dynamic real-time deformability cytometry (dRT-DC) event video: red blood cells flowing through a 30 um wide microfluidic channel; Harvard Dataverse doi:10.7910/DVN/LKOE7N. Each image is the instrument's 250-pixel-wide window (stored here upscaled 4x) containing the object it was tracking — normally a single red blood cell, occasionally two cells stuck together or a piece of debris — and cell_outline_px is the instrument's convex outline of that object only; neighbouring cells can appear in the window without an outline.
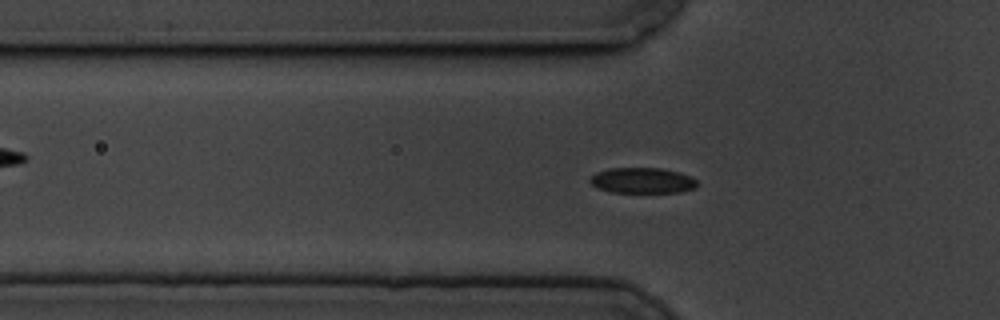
{"species": "common noctule bat (a hibernating species)", "species_latin": "Nyctalus noctula", "temperature_condition": "cold", "stored_images_in_passage": 60, "camera_frame_rate_fps": 3000, "um_per_image_px": 0.085, "animal": {"sex": "male", "body_mass_g": 19.5, "forearm_length_mm": 54.6}, "frame": {"image": 1, "passage_image": 19, "time_ms": 6.0, "image_size_px": [1000, 320], "cell_outline_px": [[696, 188], [680, 192], [612, 192], [596, 188], [588, 180], [596, 172], [608, 168], [660, 168], [680, 172], [696, 180]], "centroid_in_image_um": [54.57, 15.34], "position_along_channel_um": 71.2, "area_um2": 15.95}}
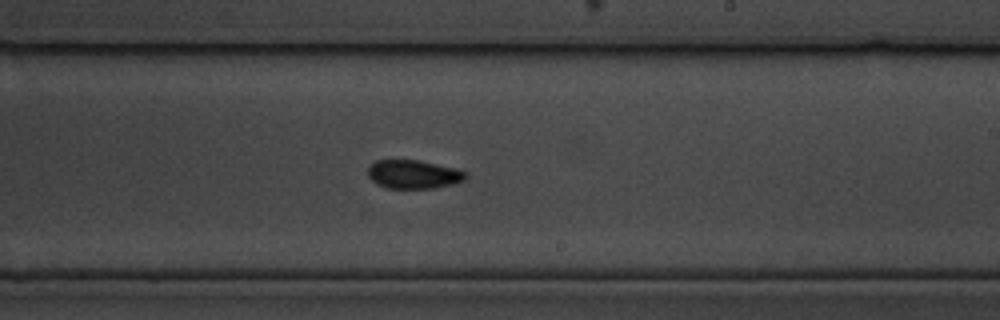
{"frame": {"image": 2, "passage_image": 35, "time_ms": 11.333, "image_size_px": [1000, 320], "cell_outline_px": [[468, 176], [464, 180], [452, 184], [432, 188], [388, 188], [376, 184], [368, 176], [368, 164], [376, 160], [420, 160], [456, 168], [468, 172]], "centroid_in_image_um": [35.14, 14.8], "position_along_channel_um": 253.9, "area_um2": 16.47}}
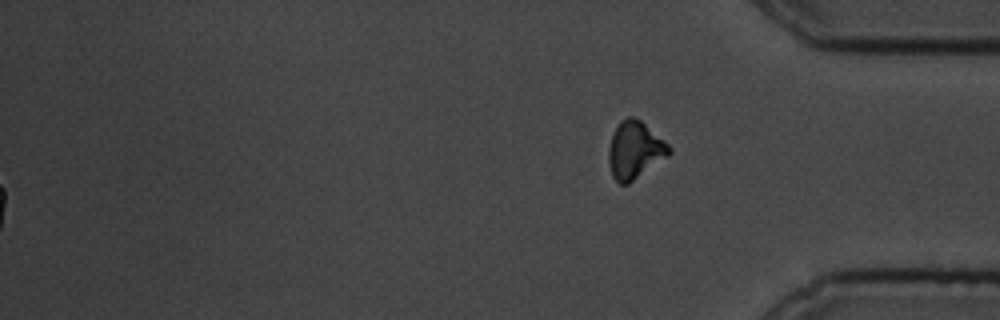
{"frame": {"image": 3, "passage_image": 60, "time_ms": 19.667, "image_size_px": [1000, 320], "cell_outline_px": [[672, 152], [668, 156], [628, 184], [620, 184], [612, 176], [608, 164], [608, 148], [612, 136], [620, 120], [628, 116], [636, 116], [664, 140], [672, 148]], "centroid_in_image_um": [53.95, 12.75], "position_along_channel_um": 381.2, "area_um2": 20.29}, "authors_computed_cell_mechanics": {"area_um2": 16.4152, "velocity_mm_per_s": 3.4267, "shape_relaxation_time_tau1_ms": 5.2856, "shape_relaxation_time_tau2_ms": 7.4171, "deformation_change_tau1": 0.0783, "deformation_change_tau2": 0.068}}